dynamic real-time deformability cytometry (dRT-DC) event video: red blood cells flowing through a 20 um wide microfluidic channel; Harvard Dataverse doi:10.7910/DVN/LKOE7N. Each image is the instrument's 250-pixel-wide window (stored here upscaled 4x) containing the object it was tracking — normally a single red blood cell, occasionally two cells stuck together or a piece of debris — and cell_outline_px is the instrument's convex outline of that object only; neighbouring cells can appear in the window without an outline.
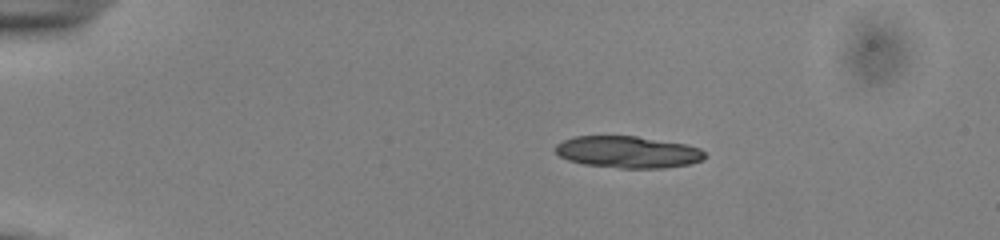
{"species": "common noctule bat (a hibernating species)", "species_latin": "Nyctalus noctula", "temperature_condition": "cold", "stored_images_in_passage": 44, "segment_of_instrument_passage": [1, 2], "camera_frame_rate_fps": 3000, "um_per_image_px": 0.085, "animal": {"sex": "male", "body_mass_g": 13.0, "forearm_length_mm": 53.1}, "frame": {"image": 1, "passage_image": 1, "time_ms": 0.0, "image_size_px": [1000, 240], "cell_outline_px": [[704, 156], [700, 160], [688, 164], [664, 168], [620, 168], [584, 164], [568, 160], [560, 156], [556, 152], [556, 144], [564, 140], [576, 136], [636, 136], [688, 144], [700, 148], [704, 152]], "centroid_in_image_um": [53.37, 12.92], "position_along_channel_um": 31.6, "area_um2": 27.57}}